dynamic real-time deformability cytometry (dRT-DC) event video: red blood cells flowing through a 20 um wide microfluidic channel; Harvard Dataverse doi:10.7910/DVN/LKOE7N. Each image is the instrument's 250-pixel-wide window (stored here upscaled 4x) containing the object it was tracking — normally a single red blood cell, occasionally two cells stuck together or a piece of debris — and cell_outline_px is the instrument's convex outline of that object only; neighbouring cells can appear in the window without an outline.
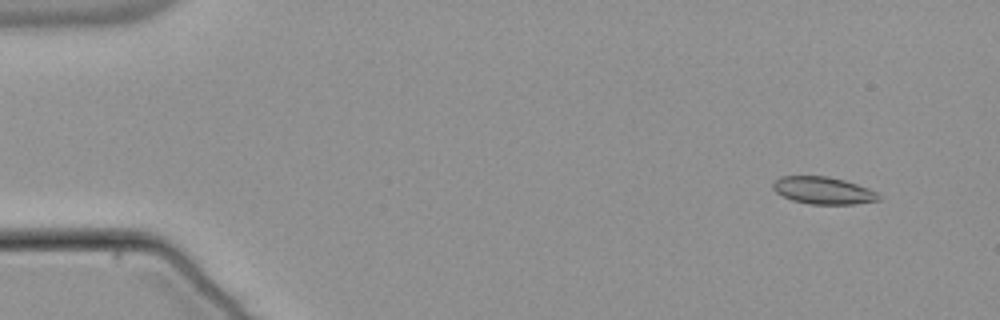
{"species": "common noctule bat (a hibernating species)", "species_latin": "Nyctalus noctula", "temperature_condition": "warm", "stored_images_in_passage": 51, "camera_frame_rate_fps": 3000, "um_per_image_px": 0.085, "animal": {"sex": "male", "body_mass_g": 21.5, "forearm_length_mm": 52.0}, "frame": {"image": 1, "passage_image": 1, "time_ms": 0.0, "image_size_px": [1000, 320], "cell_outline_px": [[884, 196], [880, 200], [852, 204], [808, 204], [792, 200], [776, 192], [772, 188], [772, 184], [780, 176], [828, 176], [844, 180], [868, 188]], "centroid_in_image_um": [69.99, 16.19], "position_along_channel_um": 15.0, "area_um2": 16.82}}
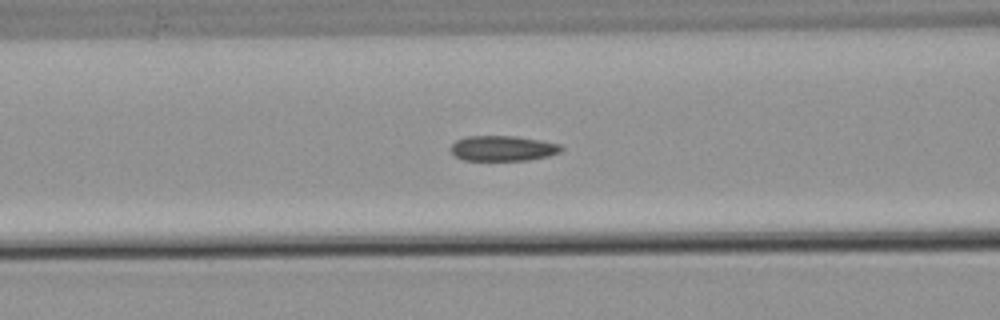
{"frame": {"image": 2, "passage_image": 19, "time_ms": 6.0, "image_size_px": [1000, 320], "cell_outline_px": [[564, 148], [560, 152], [548, 156], [528, 160], [464, 160], [456, 156], [448, 148], [456, 140], [468, 136], [516, 136], [540, 140], [560, 144]], "centroid_in_image_um": [42.74, 12.6], "position_along_channel_um": 123.9, "area_um2": 16.3}}
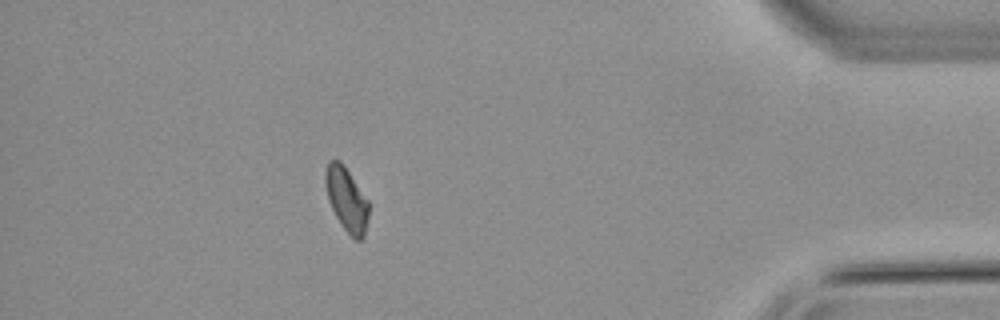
{"frame": {"image": 3, "passage_image": 45, "time_ms": 14.667, "image_size_px": [1000, 320], "cell_outline_px": [[368, 216], [364, 236], [360, 240], [356, 240], [340, 224], [328, 200], [324, 184], [324, 172], [328, 160], [340, 160], [368, 200]], "centroid_in_image_um": [29.42, 16.92], "position_along_channel_um": 405.8, "area_um2": 16.01}, "authors_computed_cell_mechanics": {"area_um2": 16.6464, "velocity_mm_per_s": 3.8015, "shape_relaxation_time_tau1_ms": 9.3864, "shape_relaxation_time_tau2_ms": 2.9399, "deformation_change_tau1": 0.1598, "deformation_change_tau2": 0.0555}}